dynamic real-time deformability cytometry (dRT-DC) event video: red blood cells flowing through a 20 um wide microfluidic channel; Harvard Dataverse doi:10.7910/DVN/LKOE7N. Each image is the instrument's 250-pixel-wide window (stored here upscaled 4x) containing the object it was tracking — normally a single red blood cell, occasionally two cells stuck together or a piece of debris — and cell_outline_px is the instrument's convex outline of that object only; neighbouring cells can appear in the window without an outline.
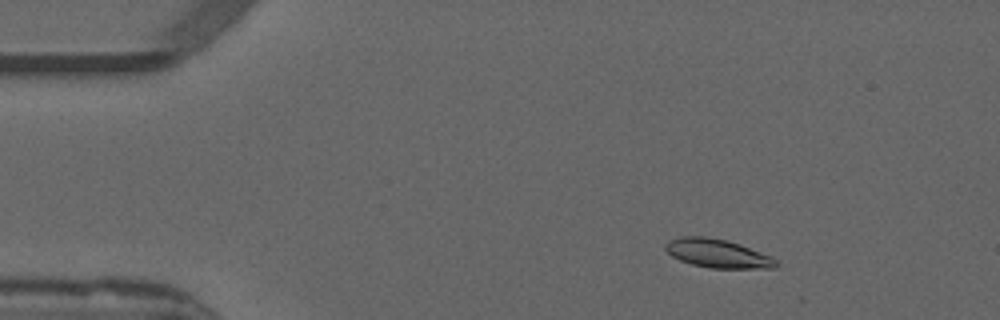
{"species": "common noctule bat (a hibernating species)", "species_latin": "Nyctalus noctula", "temperature_condition": "warm", "stored_images_in_passage": 50, "camera_frame_rate_fps": 3000, "um_per_image_px": 0.085, "animal": {"sex": "male", "forearm_length_mm": 52.5}, "frame": {"image": 1, "passage_image": 5, "time_ms": 1.333, "image_size_px": [1000, 320], "cell_outline_px": [[780, 264], [776, 268], [708, 268], [692, 264], [680, 260], [672, 256], [664, 248], [664, 244], [668, 240], [680, 236], [704, 236], [728, 240], [740, 244], [772, 256]], "centroid_in_image_um": [61.0, 21.53], "position_along_channel_um": 24.0, "area_um2": 18.67}}
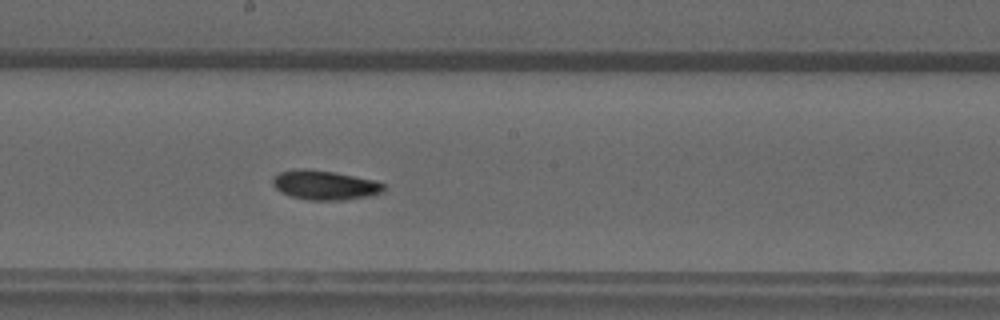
{"frame": {"image": 2, "passage_image": 26, "time_ms": 8.333, "image_size_px": [1000, 320], "cell_outline_px": [[384, 192], [372, 196], [344, 200], [308, 200], [292, 196], [280, 192], [272, 184], [272, 180], [280, 172], [292, 168], [308, 168], [336, 172], [372, 180], [384, 184]], "centroid_in_image_um": [27.6, 15.73], "position_along_channel_um": 220.6, "area_um2": 19.19}}
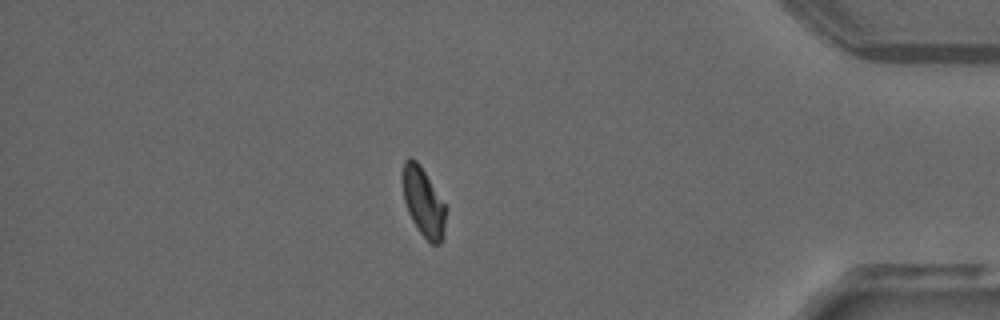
{"frame": {"image": 3, "passage_image": 43, "time_ms": 14.0, "image_size_px": [1000, 320], "cell_outline_px": [[448, 208], [444, 236], [440, 244], [432, 244], [420, 232], [412, 220], [408, 212], [404, 200], [400, 180], [404, 160], [408, 156], [412, 156], [420, 164]], "centroid_in_image_um": [35.99, 17.13], "position_along_channel_um": 399.2, "area_um2": 17.98}}